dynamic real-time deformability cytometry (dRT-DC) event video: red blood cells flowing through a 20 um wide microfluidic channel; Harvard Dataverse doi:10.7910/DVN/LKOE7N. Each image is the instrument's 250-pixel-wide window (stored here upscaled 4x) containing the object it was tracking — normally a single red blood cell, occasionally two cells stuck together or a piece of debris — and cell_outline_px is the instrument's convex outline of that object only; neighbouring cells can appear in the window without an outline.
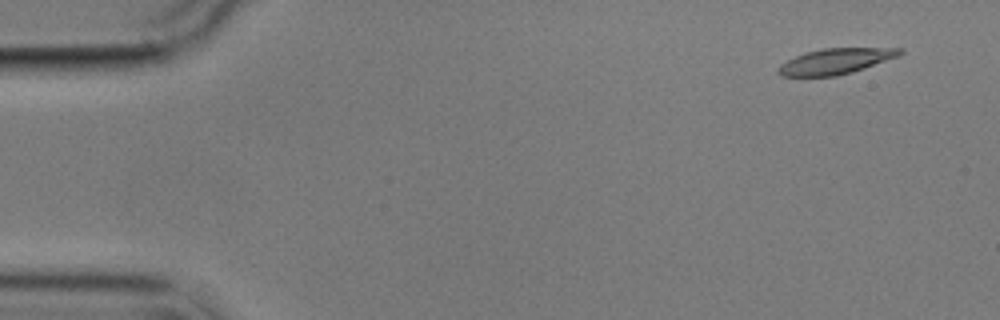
{"species": "common noctule bat (a hibernating species)", "species_latin": "Nyctalus noctula", "temperature_condition": "cold", "stored_images_in_passage": 4, "camera_frame_rate_fps": 3000, "um_per_image_px": 0.085, "animal": {"sex": "male", "body_mass_g": 17.9}, "frame": {"image": 1, "passage_image": 1, "time_ms": 0.0, "image_size_px": [1000, 320], "cell_outline_px": [[904, 52], [896, 56], [864, 68], [852, 72], [836, 76], [780, 76], [776, 72], [776, 68], [780, 64], [796, 56], [808, 52], [824, 48], [904, 48]], "centroid_in_image_um": [70.98, 5.21], "position_along_channel_um": 14.0, "area_um2": 17.92}}
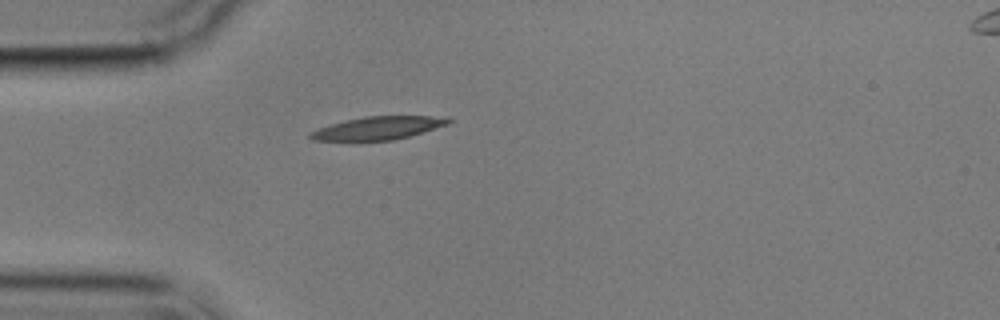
{"frame": {"image": 2, "passage_image": 4, "time_ms": 4.0, "image_size_px": [1000, 320], "cell_outline_px": [[452, 120], [448, 124], [424, 132], [392, 140], [312, 140], [308, 136], [308, 132], [332, 124], [364, 116], [448, 116]], "centroid_in_image_um": [32.19, 10.87], "position_along_channel_um": 52.8, "area_um2": 18.32}}